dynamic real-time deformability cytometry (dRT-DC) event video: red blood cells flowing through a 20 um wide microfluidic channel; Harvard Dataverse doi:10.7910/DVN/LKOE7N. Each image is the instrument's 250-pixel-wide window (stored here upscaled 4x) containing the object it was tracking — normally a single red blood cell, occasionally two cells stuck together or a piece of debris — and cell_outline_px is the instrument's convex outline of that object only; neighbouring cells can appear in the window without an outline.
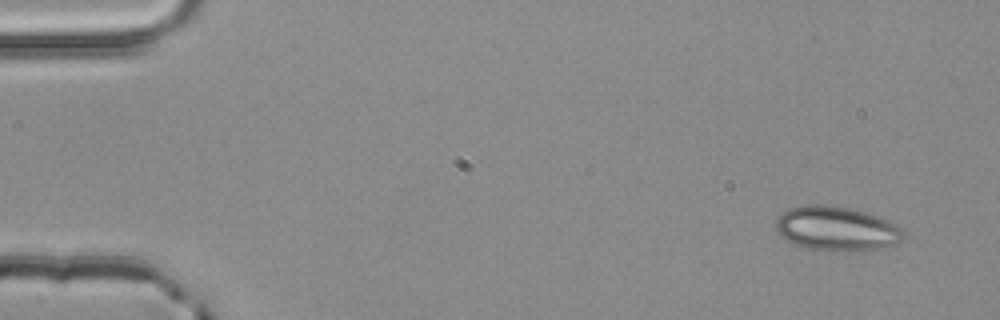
{"species": "common noctule bat (a hibernating species)", "species_latin": "Nyctalus noctula", "temperature_condition": "room temperature", "stored_images_in_passage": 3, "camera_frame_rate_fps": 3000, "um_per_image_px": 0.085, "animal": {"sex": "male", "body_mass_g": 20.4}, "frame": {"image": 1, "passage_image": 1, "time_ms": 0.0, "image_size_px": [1000, 320], "cell_outline_px": [[904, 236], [896, 244], [884, 248], [808, 248], [796, 244], [788, 240], [776, 228], [776, 220], [788, 208], [804, 204], [824, 204], [848, 208], [864, 212], [876, 216], [896, 224], [904, 232]], "centroid_in_image_um": [71.11, 19.37], "position_along_channel_um": 13.9, "area_um2": 31.62}}